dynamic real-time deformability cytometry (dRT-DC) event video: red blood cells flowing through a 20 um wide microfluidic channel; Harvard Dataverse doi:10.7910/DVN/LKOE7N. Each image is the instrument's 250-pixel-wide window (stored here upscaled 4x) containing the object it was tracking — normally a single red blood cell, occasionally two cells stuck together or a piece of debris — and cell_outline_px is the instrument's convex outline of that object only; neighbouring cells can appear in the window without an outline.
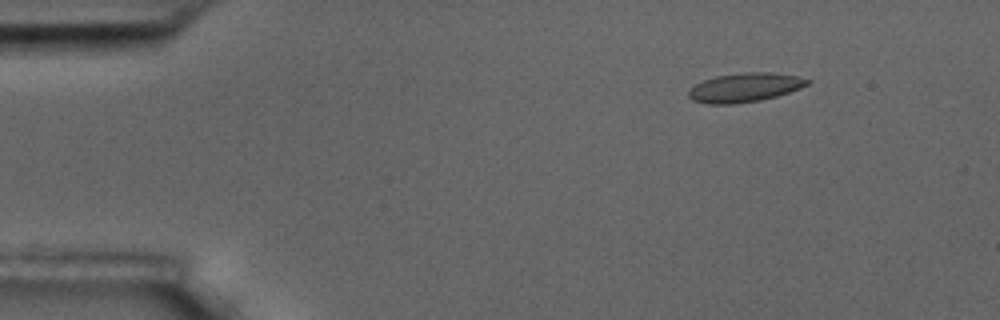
{"species": "common noctule bat (a hibernating species)", "species_latin": "Nyctalus noctula", "temperature_condition": "room temperature", "stored_images_in_passage": 8, "camera_frame_rate_fps": 3000, "um_per_image_px": 0.085, "animal": {"sex": "male", "body_mass_g": 17.5, "forearm_length_mm": 52.3}, "frame": {"image": 1, "passage_image": 3, "time_ms": 0.667, "image_size_px": [1000, 320], "cell_outline_px": [[812, 80], [808, 84], [800, 88], [776, 96], [760, 100], [732, 104], [708, 104], [692, 100], [688, 96], [688, 92], [696, 84], [704, 80], [716, 76], [744, 72], [772, 72], [796, 76]], "centroid_in_image_um": [63.31, 7.43], "position_along_channel_um": 21.7, "area_um2": 19.94}}
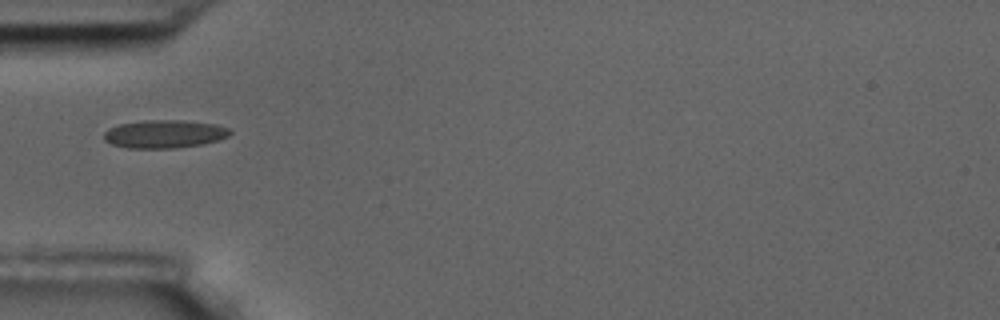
{"frame": {"image": 2, "passage_image": 6, "time_ms": 1.667, "image_size_px": [1000, 320], "cell_outline_px": [[232, 132], [228, 136], [204, 144], [172, 148], [128, 148], [112, 144], [104, 140], [104, 132], [108, 128], [120, 124], [144, 120], [180, 120], [216, 124], [228, 128]], "centroid_in_image_um": [13.96, 11.38], "position_along_channel_um": 71.0, "area_um2": 20.58}}